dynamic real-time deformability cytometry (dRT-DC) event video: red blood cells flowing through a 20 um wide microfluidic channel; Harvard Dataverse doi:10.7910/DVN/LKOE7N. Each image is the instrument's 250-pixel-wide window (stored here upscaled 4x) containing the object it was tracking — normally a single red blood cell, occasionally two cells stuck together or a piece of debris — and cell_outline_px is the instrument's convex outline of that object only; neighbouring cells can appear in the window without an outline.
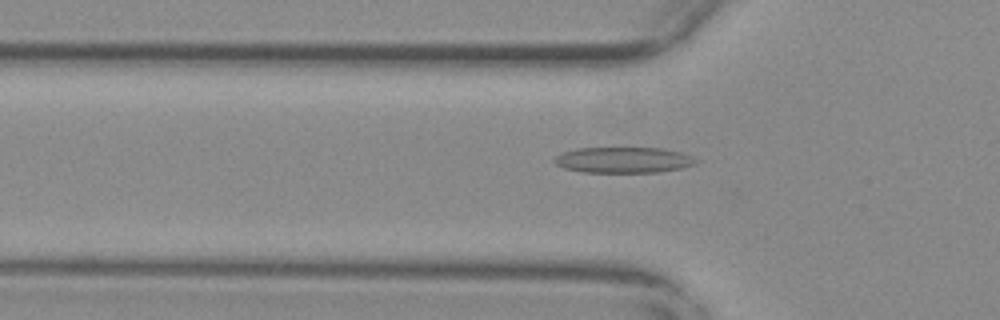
{"species": "common noctule bat (a hibernating species)", "species_latin": "Nyctalus noctula", "temperature_condition": "warm", "stored_images_in_passage": 9, "camera_frame_rate_fps": 3000, "um_per_image_px": 0.085, "animal": {"sex": "female", "body_mass_g": 29.2, "forearm_length_mm": 56.3}, "frame": {"image": 1, "passage_image": 7, "time_ms": 2.0, "image_size_px": [1000, 320], "cell_outline_px": [[700, 160], [696, 164], [680, 168], [656, 172], [580, 172], [564, 168], [556, 164], [552, 160], [556, 156], [564, 152], [576, 148], [660, 148], [680, 152], [692, 156]], "centroid_in_image_um": [52.99, 13.6], "position_along_channel_um": 72.8, "area_um2": 21.27}}